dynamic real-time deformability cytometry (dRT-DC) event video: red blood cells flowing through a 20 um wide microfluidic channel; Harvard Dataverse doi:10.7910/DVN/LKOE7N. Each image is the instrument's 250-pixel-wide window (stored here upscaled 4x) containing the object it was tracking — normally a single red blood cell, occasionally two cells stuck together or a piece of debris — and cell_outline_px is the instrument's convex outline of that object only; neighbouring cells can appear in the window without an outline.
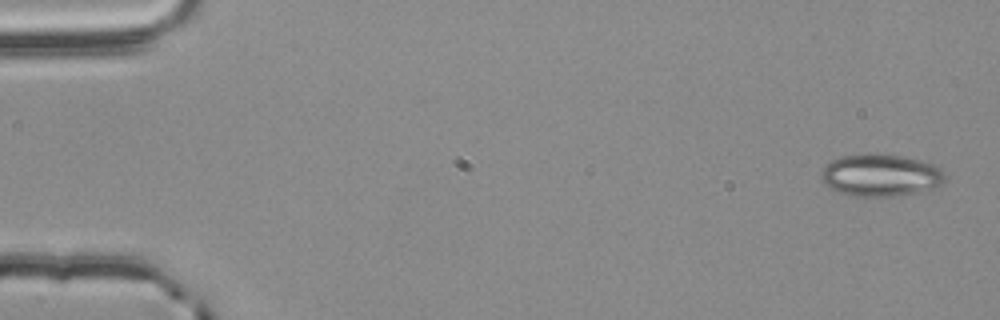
{"species": "common noctule bat (a hibernating species)", "species_latin": "Nyctalus noctula", "temperature_condition": "room temperature", "stored_images_in_passage": 4, "camera_frame_rate_fps": 3000, "um_per_image_px": 0.085, "animal": {"sex": "male", "body_mass_g": 20.4}, "frame": {"image": 1, "passage_image": 1, "time_ms": 0.0, "image_size_px": [1000, 320], "cell_outline_px": [[944, 180], [936, 188], [916, 192], [892, 196], [852, 196], [828, 188], [824, 184], [820, 176], [820, 172], [824, 164], [840, 156], [868, 152], [904, 156], [932, 164], [940, 168], [944, 172]], "centroid_in_image_um": [74.79, 14.87], "position_along_channel_um": 10.2, "area_um2": 30.81}}